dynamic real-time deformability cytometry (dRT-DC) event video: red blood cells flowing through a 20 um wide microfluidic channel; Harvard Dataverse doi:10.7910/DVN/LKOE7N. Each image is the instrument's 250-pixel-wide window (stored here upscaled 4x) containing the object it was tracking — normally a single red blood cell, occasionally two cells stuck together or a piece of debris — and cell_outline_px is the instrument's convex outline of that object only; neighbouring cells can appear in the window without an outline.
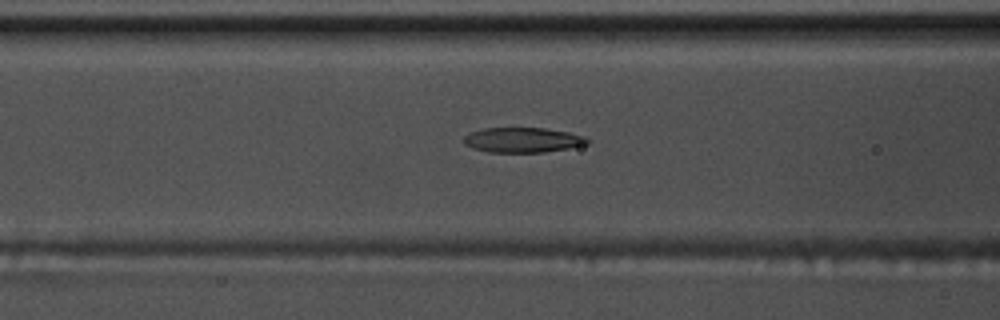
{"species": "common noctule bat (a hibernating species)", "species_latin": "Nyctalus noctula", "temperature_condition": "warm", "stored_images_in_passage": 46, "camera_frame_rate_fps": 3000, "um_per_image_px": 0.085, "animal": {"sex": "male", "body_mass_g": 17.5, "forearm_length_mm": 52.3}, "frame": {"image": 1, "passage_image": 13, "time_ms": 4.0, "image_size_px": [1000, 320], "cell_outline_px": [[588, 144], [568, 148], [544, 152], [488, 152], [472, 148], [464, 144], [464, 136], [472, 132], [484, 128], [544, 128], [568, 132], [584, 136], [588, 140]], "centroid_in_image_um": [44.42, 11.9], "position_along_channel_um": 122.2, "area_um2": 17.86}}
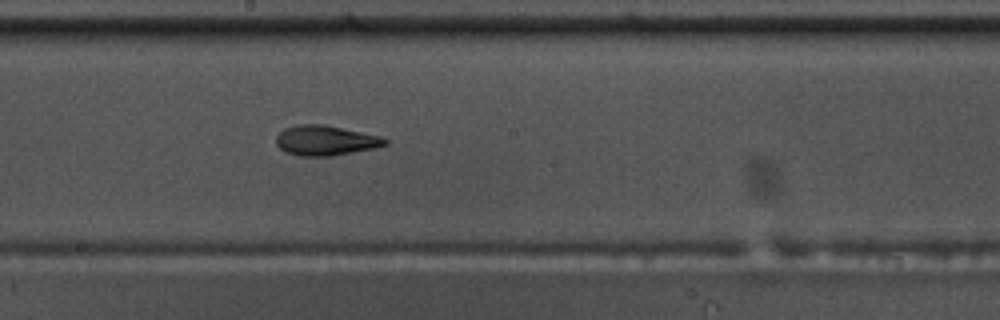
{"frame": {"image": 2, "passage_image": 21, "time_ms": 6.667, "image_size_px": [1000, 320], "cell_outline_px": [[388, 144], [376, 148], [332, 156], [296, 156], [280, 148], [276, 144], [276, 136], [284, 128], [300, 124], [324, 124], [380, 136], [388, 140]], "centroid_in_image_um": [27.67, 11.94], "position_along_channel_um": 220.5, "area_um2": 19.07}}
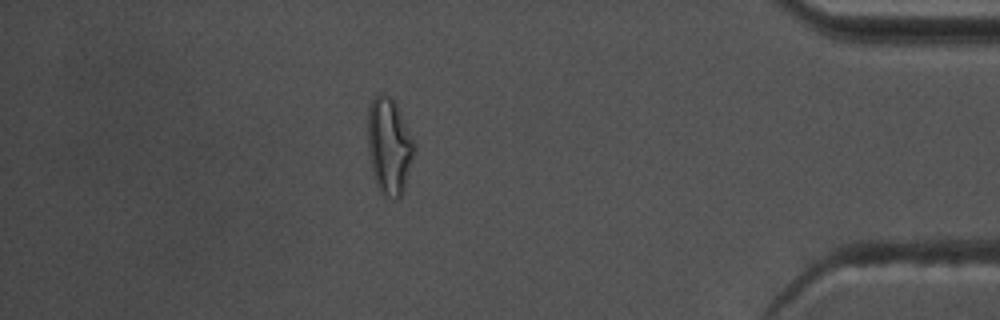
{"frame": {"image": 3, "passage_image": 39, "time_ms": 12.667, "image_size_px": [1000, 320], "cell_outline_px": [[416, 152], [404, 188], [400, 196], [396, 200], [384, 196], [380, 192], [376, 184], [368, 152], [368, 108], [372, 100], [380, 92], [384, 92], [392, 100], [412, 136]], "centroid_in_image_um": [33.08, 12.46], "position_along_channel_um": 402.1, "area_um2": 25.95}, "authors_computed_cell_mechanics": {"area_um2": 19.1029, "velocity_mm_per_s": 3.7002, "shape_relaxation_time_tau1_ms": 8.5197, "shape_relaxation_time_tau2_ms": 2.8471, "deformation_change_tau1": 0.263, "deformation_change_tau2": 0.1074}}